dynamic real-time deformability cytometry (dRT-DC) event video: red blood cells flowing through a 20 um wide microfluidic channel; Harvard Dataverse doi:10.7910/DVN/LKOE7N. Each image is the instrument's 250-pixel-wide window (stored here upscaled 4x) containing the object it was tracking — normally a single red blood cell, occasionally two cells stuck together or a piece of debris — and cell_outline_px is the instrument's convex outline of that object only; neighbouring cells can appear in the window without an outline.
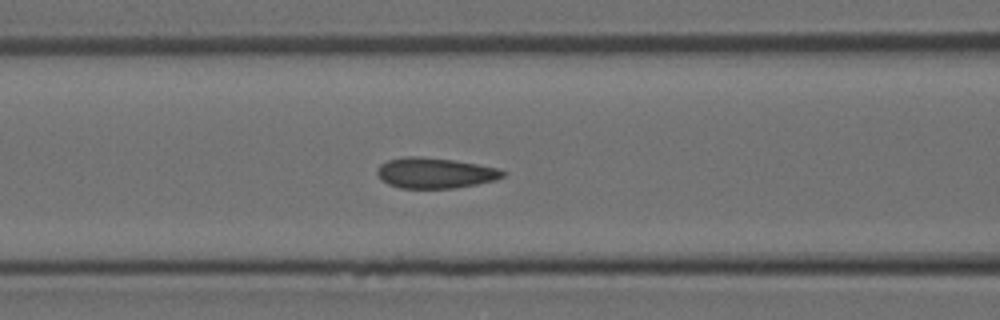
{"species": "Egyptian fruit bat (a non-hibernating species)", "species_latin": "Rousettus aegyptiacus", "temperature_condition": "room temperature", "stored_images_in_passage": 39, "camera_frame_rate_fps": 3000, "um_per_image_px": 0.085, "animal": {"sex": "female"}, "frame": {"image": 1, "passage_image": 11, "time_ms": 3.333, "image_size_px": [1000, 320], "cell_outline_px": [[508, 172], [504, 176], [496, 180], [456, 188], [400, 188], [388, 184], [380, 180], [376, 172], [380, 164], [388, 160], [408, 156], [416, 156], [452, 160], [500, 168]], "centroid_in_image_um": [36.99, 14.71], "position_along_channel_um": 129.6, "area_um2": 22.43}}
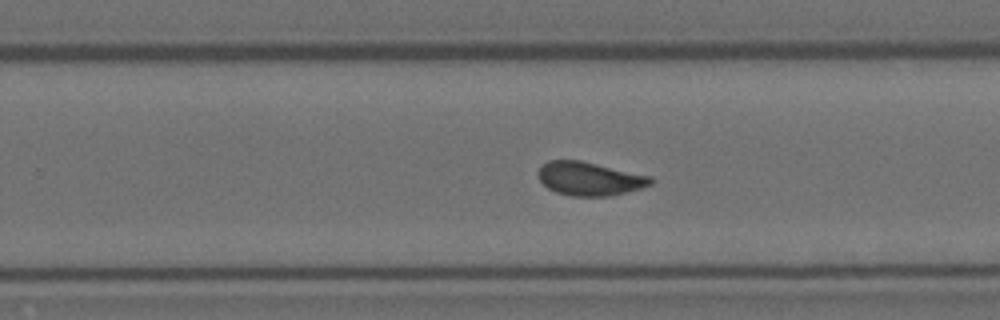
{"frame": {"image": 2, "passage_image": 21, "time_ms": 6.667, "image_size_px": [1000, 320], "cell_outline_px": [[656, 180], [652, 184], [640, 188], [608, 196], [572, 196], [556, 192], [548, 188], [540, 180], [540, 168], [548, 160], [580, 160], [652, 176]], "centroid_in_image_um": [50.16, 15.18], "position_along_channel_um": 279.6, "area_um2": 21.79}}
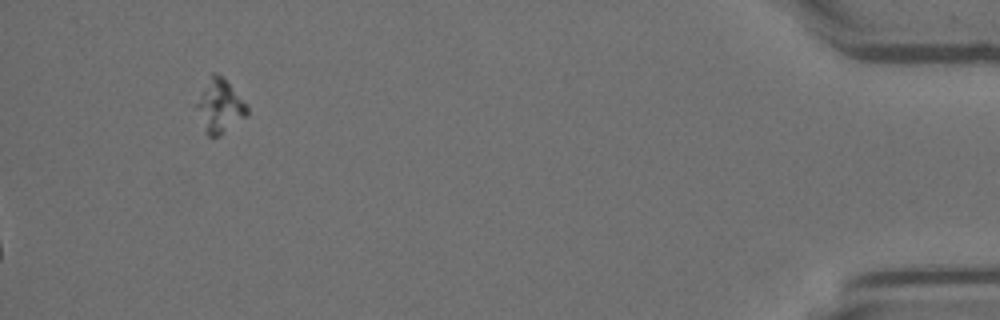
{"frame": {"image": 3, "passage_image": 39, "time_ms": 12.667, "image_size_px": [1000, 320], "cell_outline_px": [[248, 112], [244, 116], [220, 136], [208, 136], [204, 132], [196, 104], [212, 72], [216, 72], [228, 84], [248, 108]], "centroid_in_image_um": [18.65, 9.06], "position_along_channel_um": 416.6, "area_um2": 14.74}}